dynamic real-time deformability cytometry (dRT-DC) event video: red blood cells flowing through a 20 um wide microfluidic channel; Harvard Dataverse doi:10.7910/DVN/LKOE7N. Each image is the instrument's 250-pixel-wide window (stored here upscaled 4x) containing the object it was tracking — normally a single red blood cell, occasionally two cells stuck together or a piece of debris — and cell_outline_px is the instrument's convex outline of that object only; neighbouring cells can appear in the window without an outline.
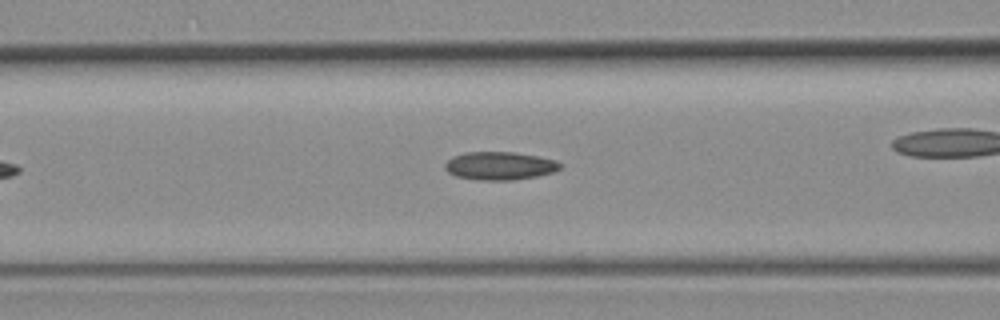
{"species": "common noctule bat (a hibernating species)", "species_latin": "Nyctalus noctula", "temperature_condition": "room temperature", "stored_images_in_passage": 43, "camera_frame_rate_fps": 3000, "um_per_image_px": 0.085, "animal": {"sex": "female", "body_mass_g": 19.3, "forearm_length_mm": 54.1}, "frame": {"image": 1, "passage_image": 13, "time_ms": 4.0, "image_size_px": [1000, 320], "cell_outline_px": [[564, 164], [560, 168], [552, 172], [536, 176], [512, 180], [480, 180], [456, 176], [448, 172], [444, 168], [444, 164], [452, 156], [464, 152], [512, 152], [536, 156], [556, 160]], "centroid_in_image_um": [42.46, 14.09], "position_along_channel_um": 124.1, "area_um2": 18.84}}
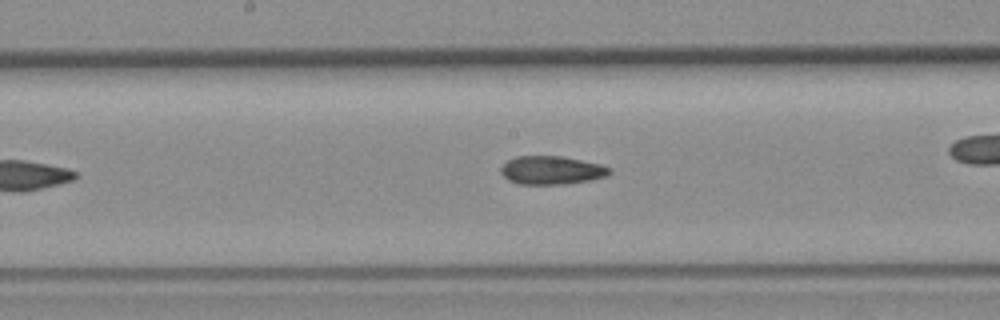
{"frame": {"image": 2, "passage_image": 19, "time_ms": 6.0, "image_size_px": [1000, 320], "cell_outline_px": [[612, 172], [608, 176], [592, 180], [568, 184], [516, 184], [508, 180], [500, 172], [500, 168], [508, 160], [516, 156], [560, 156], [600, 164], [612, 168]], "centroid_in_image_um": [46.9, 14.48], "position_along_channel_um": 201.3, "area_um2": 18.15}, "authors_computed_cell_mechanics": {"area_um2": 17.9758, "velocity_mm_per_s": 3.8617, "shape_relaxation_time_tau1_ms": 6.7796, "shape_relaxation_time_tau2_ms": 3.0917, "deformation_change_tau1": 0.164, "deformation_change_tau2": 0.1094}}